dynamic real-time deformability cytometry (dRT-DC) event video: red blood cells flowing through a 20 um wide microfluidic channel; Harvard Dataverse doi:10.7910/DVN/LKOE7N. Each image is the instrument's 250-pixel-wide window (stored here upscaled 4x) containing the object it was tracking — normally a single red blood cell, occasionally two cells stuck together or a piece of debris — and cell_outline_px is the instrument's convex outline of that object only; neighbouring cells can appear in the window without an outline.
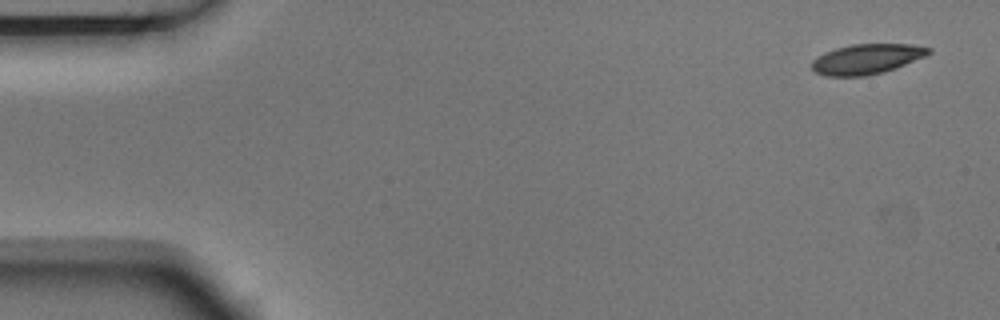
{"species": "Egyptian fruit bat (a non-hibernating species)", "species_latin": "Rousettus aegyptiacus", "temperature_condition": "room temperature", "stored_images_in_passage": 5, "camera_frame_rate_fps": 3000, "um_per_image_px": 0.085, "animal": {"sex": "male"}, "frame": {"image": 1, "passage_image": 1, "time_ms": 0.0, "image_size_px": [1000, 320], "cell_outline_px": [[932, 52], [924, 56], [896, 68], [884, 72], [868, 76], [824, 76], [816, 72], [812, 68], [812, 60], [824, 52], [836, 48], [852, 44], [908, 44], [932, 48]], "centroid_in_image_um": [73.66, 5.02], "position_along_channel_um": 11.3, "area_um2": 20.46}}
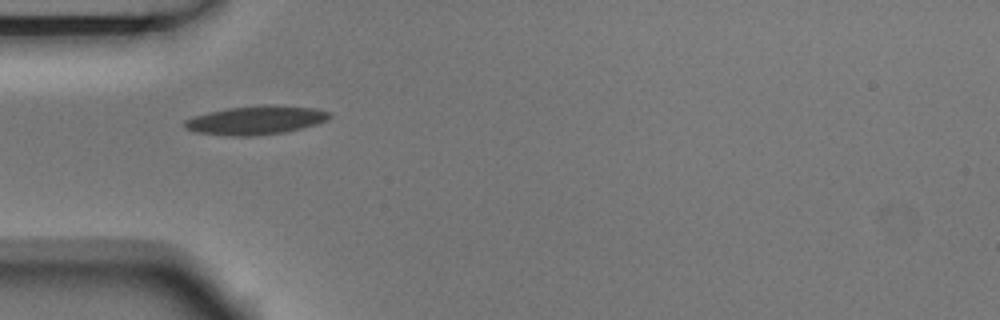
{"frame": {"image": 2, "passage_image": 5, "time_ms": 1.333, "image_size_px": [1000, 320], "cell_outline_px": [[332, 116], [328, 120], [316, 124], [284, 132], [252, 136], [232, 136], [196, 132], [184, 128], [184, 120], [208, 112], [228, 108], [316, 108], [332, 112]], "centroid_in_image_um": [21.71, 10.27], "position_along_channel_um": 63.3, "area_um2": 22.95}}